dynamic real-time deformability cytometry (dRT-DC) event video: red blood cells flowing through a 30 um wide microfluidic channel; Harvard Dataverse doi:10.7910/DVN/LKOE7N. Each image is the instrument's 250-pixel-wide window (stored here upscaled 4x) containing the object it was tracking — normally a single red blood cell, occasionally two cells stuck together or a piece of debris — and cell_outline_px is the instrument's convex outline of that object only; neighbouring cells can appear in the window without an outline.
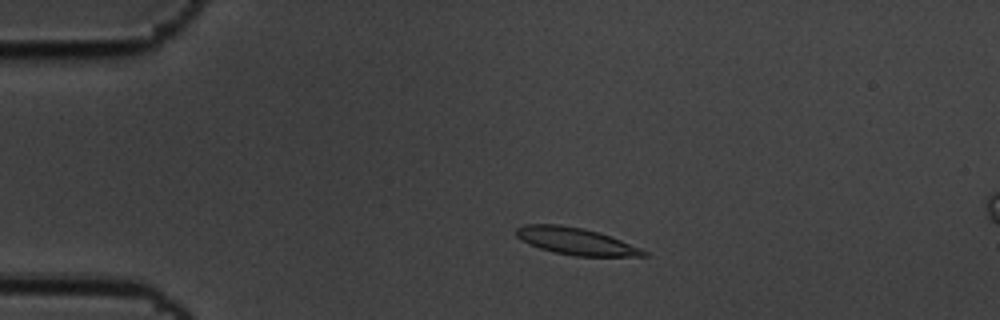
{"species": "common noctule bat (a hibernating species)", "species_latin": "Nyctalus noctula", "temperature_condition": "cold", "stored_images_in_passage": 11, "camera_frame_rate_fps": 3000, "um_per_image_px": 0.085, "animal": {"sex": "male", "body_mass_g": 19.5, "forearm_length_mm": 54.6}, "frame": {"image": 1, "passage_image": 5, "time_ms": 1.333, "image_size_px": [1000, 320], "cell_outline_px": [[648, 256], [576, 256], [552, 252], [528, 244], [520, 240], [516, 236], [516, 228], [524, 224], [560, 224], [584, 228], [600, 232], [640, 248], [648, 252]], "centroid_in_image_um": [48.91, 20.49], "position_along_channel_um": 36.1, "area_um2": 20.17}}